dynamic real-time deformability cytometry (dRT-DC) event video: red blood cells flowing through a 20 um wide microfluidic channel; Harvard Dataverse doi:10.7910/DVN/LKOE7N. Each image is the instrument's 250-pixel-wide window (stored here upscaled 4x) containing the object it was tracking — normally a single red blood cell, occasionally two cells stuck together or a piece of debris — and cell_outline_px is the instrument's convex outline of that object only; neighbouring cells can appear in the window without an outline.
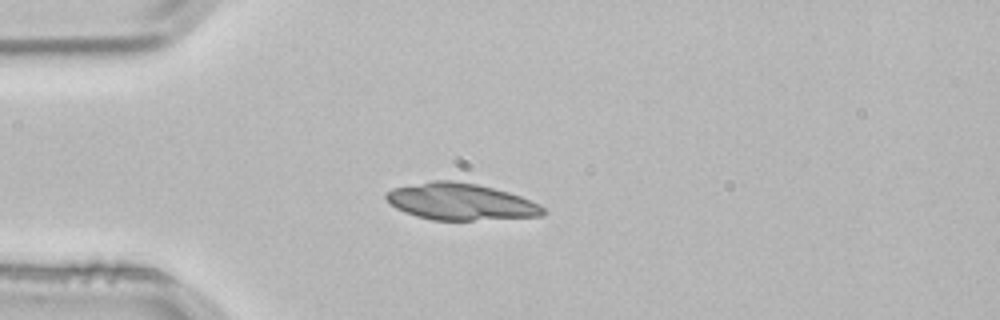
{"species": "common noctule bat (a hibernating species)", "species_latin": "Nyctalus noctula", "temperature_condition": "room temperature", "stored_images_in_passage": 2, "camera_frame_rate_fps": 3000, "um_per_image_px": 0.085, "animal": {"sex": "male", "body_mass_g": 21.5, "forearm_length_mm": 52.0}, "frame": {"image": 1, "passage_image": 2, "time_ms": 0.333, "image_size_px": [1000, 320], "cell_outline_px": [[548, 212], [540, 216], [472, 220], [432, 220], [416, 216], [404, 212], [396, 208], [384, 196], [384, 192], [392, 188], [432, 180], [452, 180], [476, 184], [508, 192], [520, 196], [540, 204]], "centroid_in_image_um": [39.13, 17.14], "position_along_channel_um": 45.9, "area_um2": 33.52}}